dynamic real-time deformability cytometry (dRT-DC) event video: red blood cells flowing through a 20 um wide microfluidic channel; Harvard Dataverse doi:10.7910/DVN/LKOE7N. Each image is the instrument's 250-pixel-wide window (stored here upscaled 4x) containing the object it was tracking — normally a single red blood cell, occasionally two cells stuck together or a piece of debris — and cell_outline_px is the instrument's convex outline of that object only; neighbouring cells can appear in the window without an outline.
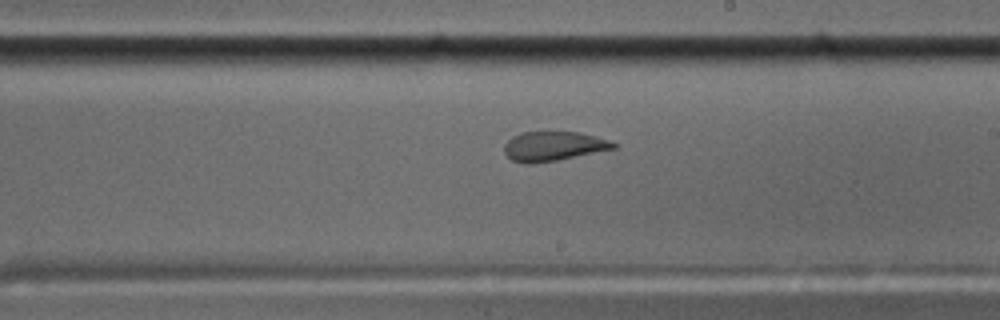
{"species": "common noctule bat (a hibernating species)", "species_latin": "Nyctalus noctula", "temperature_condition": "cold", "stored_images_in_passage": 58, "camera_frame_rate_fps": 3000, "um_per_image_px": 0.085, "animal": {"sex": "male", "body_mass_g": 17.5, "forearm_length_mm": 52.3}, "frame": {"image": 1, "passage_image": 34, "time_ms": 11.0, "image_size_px": [1000, 320], "cell_outline_px": [[616, 148], [556, 160], [532, 164], [524, 164], [512, 160], [504, 152], [504, 144], [512, 136], [520, 132], [580, 132], [608, 140], [616, 144]], "centroid_in_image_um": [46.99, 12.43], "position_along_channel_um": 242.0, "area_um2": 18.61}}
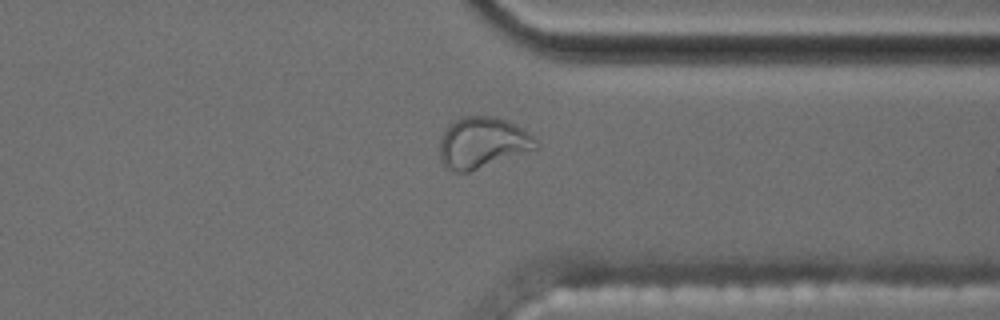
{"frame": {"image": 2, "passage_image": 45, "time_ms": 14.667, "image_size_px": [1000, 320], "cell_outline_px": [[540, 144], [536, 148], [468, 172], [456, 172], [448, 168], [440, 160], [440, 140], [448, 124], [464, 116], [492, 116], [504, 120], [536, 136]], "centroid_in_image_um": [41.0, 12.12], "position_along_channel_um": 370.4, "area_um2": 28.21}}
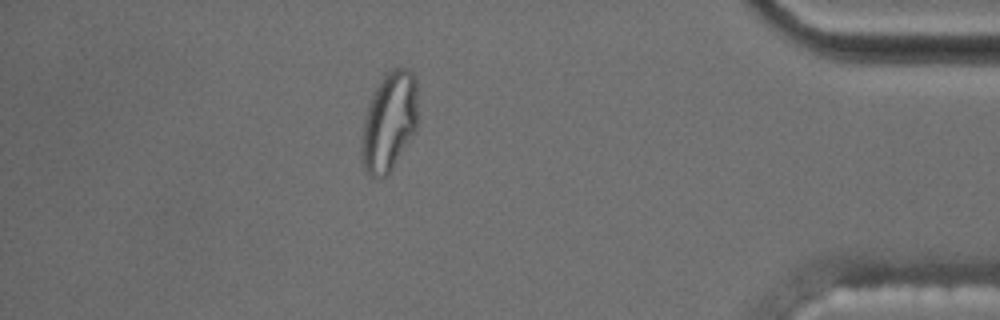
{"frame": {"image": 3, "passage_image": 51, "time_ms": 16.667, "image_size_px": [1000, 320], "cell_outline_px": [[416, 128], [388, 176], [380, 180], [376, 180], [364, 168], [360, 160], [360, 136], [364, 116], [368, 104], [384, 72], [392, 68], [408, 68], [416, 76]], "centroid_in_image_um": [33.03, 10.37], "position_along_channel_um": 402.2, "area_um2": 33.0}, "authors_computed_cell_mechanics": {"area_um2": 20.1722, "velocity_mm_per_s": 3.5191, "shape_relaxation_time_tau1_ms": null, "shape_relaxation_time_tau2_ms": 1.4021, "deformation_change_tau1": null, "deformation_change_tau2": 0.0732}}